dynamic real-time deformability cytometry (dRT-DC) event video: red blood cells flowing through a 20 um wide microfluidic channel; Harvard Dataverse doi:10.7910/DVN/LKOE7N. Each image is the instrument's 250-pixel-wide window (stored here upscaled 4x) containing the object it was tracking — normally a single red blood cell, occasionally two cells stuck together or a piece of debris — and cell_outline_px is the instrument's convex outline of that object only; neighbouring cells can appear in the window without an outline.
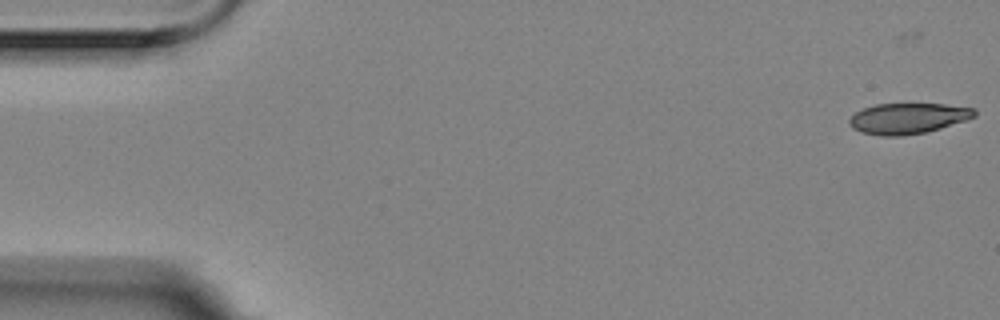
{"species": "Egyptian fruit bat (a non-hibernating species)", "species_latin": "Rousettus aegyptiacus", "temperature_condition": "room temperature", "stored_images_in_passage": 59, "camera_frame_rate_fps": 3000, "um_per_image_px": 0.085, "animal": {"sex": "female"}, "frame": {"image": 1, "passage_image": 4, "time_ms": 1.0, "image_size_px": [1000, 320], "cell_outline_px": [[976, 116], [968, 120], [940, 128], [924, 132], [904, 136], [880, 136], [860, 132], [852, 128], [848, 120], [856, 112], [864, 108], [876, 104], [944, 104], [976, 108]], "centroid_in_image_um": [77.19, 10.07], "position_along_channel_um": 7.8, "area_um2": 22.48}}
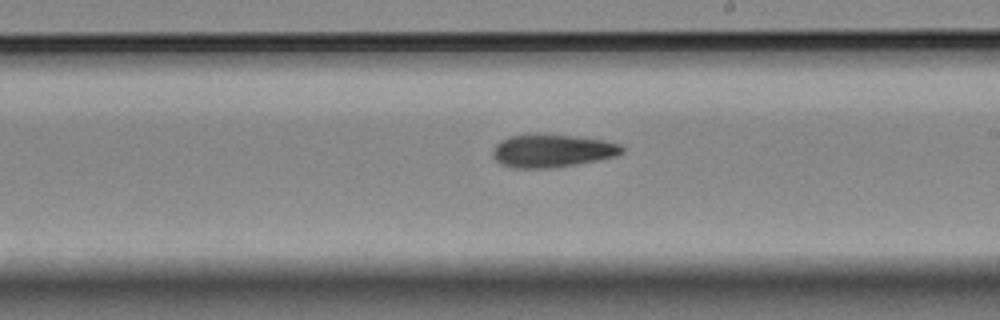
{"frame": {"image": 2, "passage_image": 35, "time_ms": 11.333, "image_size_px": [1000, 320], "cell_outline_px": [[624, 152], [616, 156], [576, 164], [552, 168], [512, 168], [500, 164], [492, 156], [492, 152], [496, 144], [500, 140], [512, 136], [572, 136], [604, 140], [620, 144], [624, 148]], "centroid_in_image_um": [46.93, 12.85], "position_along_channel_um": 242.1, "area_um2": 24.28}}
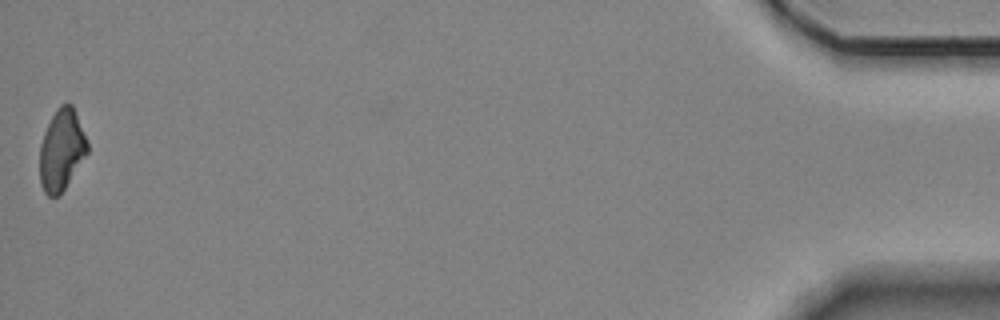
{"frame": {"image": 3, "passage_image": 59, "time_ms": 19.333, "image_size_px": [1000, 320], "cell_outline_px": [[88, 152], [60, 196], [48, 196], [44, 192], [40, 184], [40, 144], [44, 132], [52, 116], [60, 104], [68, 100], [72, 104], [88, 140]], "centroid_in_image_um": [5.24, 12.73], "position_along_channel_um": 430.0, "area_um2": 22.77}, "authors_computed_cell_mechanics": {"area_um2": 24.0448, "velocity_mm_per_s": 3.5311, "shape_relaxation_time_tau1_ms": 8.4607, "shape_relaxation_time_tau2_ms": null, "deformation_change_tau1": 0.1676, "deformation_change_tau2": null}}